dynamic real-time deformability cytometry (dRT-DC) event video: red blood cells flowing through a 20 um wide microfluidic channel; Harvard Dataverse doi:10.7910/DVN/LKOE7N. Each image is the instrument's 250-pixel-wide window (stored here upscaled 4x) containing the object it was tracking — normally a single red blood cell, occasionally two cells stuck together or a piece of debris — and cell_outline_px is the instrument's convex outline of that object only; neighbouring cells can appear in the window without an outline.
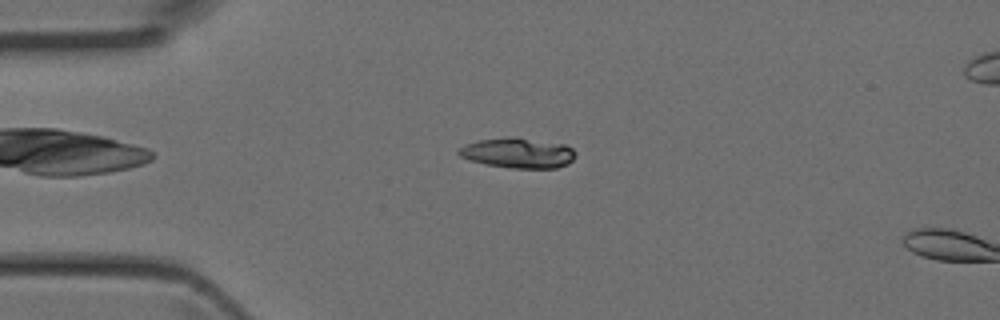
{"species": "Egyptian fruit bat (a non-hibernating species)", "species_latin": "Rousettus aegyptiacus", "temperature_condition": "room temperature", "stored_images_in_passage": 7, "camera_frame_rate_fps": 3000, "um_per_image_px": 0.085, "animal": {"sex": "female"}, "frame": {"image": 1, "passage_image": 5, "time_ms": 1.333, "image_size_px": [1000, 320], "cell_outline_px": [[576, 156], [568, 164], [556, 168], [512, 168], [484, 164], [460, 156], [456, 152], [460, 148], [468, 144], [480, 140], [512, 136], [564, 144], [572, 148], [576, 152]], "centroid_in_image_um": [44.07, 13.0], "position_along_channel_um": 40.9, "area_um2": 20.46}}